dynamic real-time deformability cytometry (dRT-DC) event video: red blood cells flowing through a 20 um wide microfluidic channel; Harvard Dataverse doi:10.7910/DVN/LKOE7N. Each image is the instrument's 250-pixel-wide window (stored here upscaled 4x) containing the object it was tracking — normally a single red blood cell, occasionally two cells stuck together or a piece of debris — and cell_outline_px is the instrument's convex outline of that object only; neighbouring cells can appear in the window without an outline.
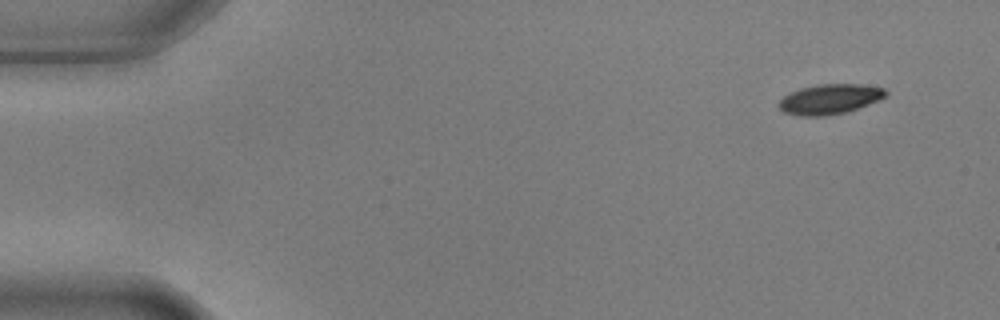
{"species": "common noctule bat (a hibernating species)", "species_latin": "Nyctalus noctula", "temperature_condition": "warm", "stored_images_in_passage": 4, "camera_frame_rate_fps": 3000, "um_per_image_px": 0.085, "animal": {"sex": "male", "body_mass_g": 17.9, "forearm_length_mm": 54.2}, "frame": {"image": 1, "passage_image": 1, "time_ms": 0.0, "image_size_px": [1000, 320], "cell_outline_px": [[888, 96], [848, 112], [824, 116], [800, 116], [784, 112], [776, 104], [784, 96], [800, 88], [820, 84], [860, 84], [884, 88], [888, 92]], "centroid_in_image_um": [70.54, 8.43], "position_along_channel_um": 14.5, "area_um2": 18.73}}